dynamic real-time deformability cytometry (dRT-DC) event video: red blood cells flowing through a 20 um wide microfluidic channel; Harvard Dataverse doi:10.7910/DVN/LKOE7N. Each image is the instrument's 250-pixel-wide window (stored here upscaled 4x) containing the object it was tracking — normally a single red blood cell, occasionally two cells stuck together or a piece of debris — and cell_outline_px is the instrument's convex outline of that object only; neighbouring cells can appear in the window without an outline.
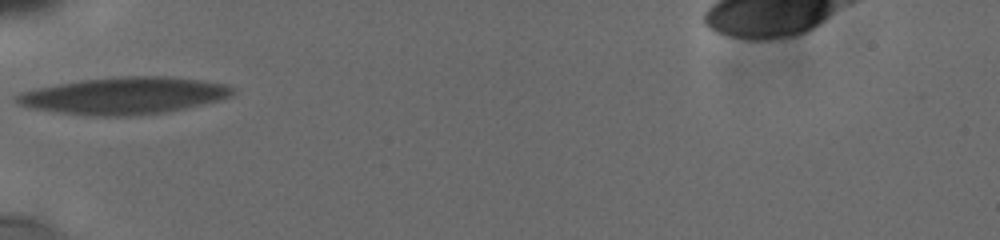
{"species": "human", "species_latin": "Homo sapiens", "temperature_condition": "cold", "stored_images_in_passage": 14, "camera_frame_rate_fps": 3000, "um_per_image_px": 0.085, "donor": {"sex": "male"}, "frame": {"image": 1, "passage_image": 1, "time_ms": 0.0, "image_size_px": [1000, 240], "cell_outline_px": [[232, 96], [188, 108], [168, 112], [140, 116], [92, 116], [56, 112], [28, 108], [16, 104], [12, 100], [12, 96], [20, 92], [36, 88], [84, 80], [124, 76], [164, 76], [196, 80], [224, 84], [232, 88]], "centroid_in_image_um": [10.46, 8.16], "position_along_channel_um": 74.5, "area_um2": 46.59}}
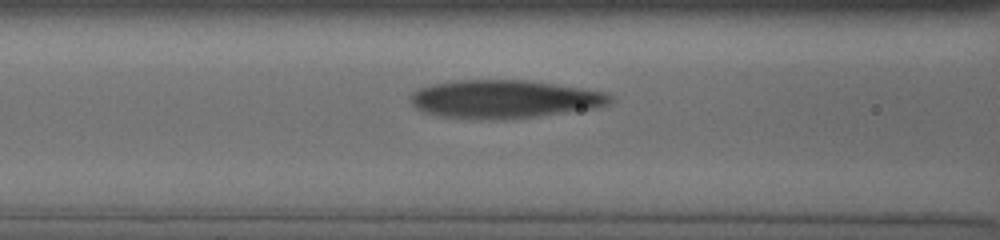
{"frame": {"image": 2, "passage_image": 8, "time_ms": 1.333, "image_size_px": [1000, 240], "cell_outline_px": [[612, 100], [608, 104], [588, 108], [532, 116], [480, 120], [440, 116], [424, 112], [416, 108], [412, 104], [408, 96], [412, 92], [420, 88], [432, 84], [456, 80], [528, 80], [604, 92], [612, 96]], "centroid_in_image_um": [42.73, 8.41], "position_along_channel_um": 123.9, "area_um2": 43.64}}
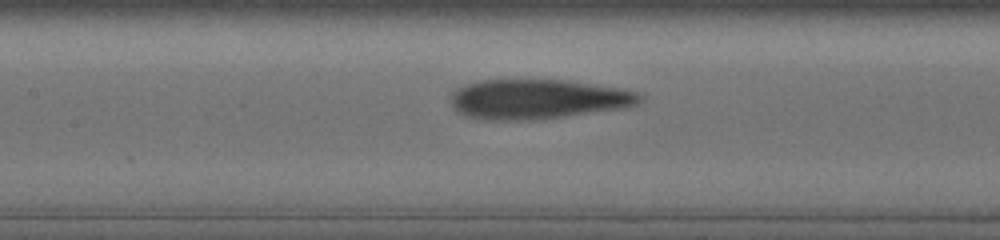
{"frame": {"image": 3, "passage_image": 13, "time_ms": 2.333, "image_size_px": [1000, 240], "cell_outline_px": [[644, 100], [640, 104], [628, 108], [532, 120], [484, 120], [464, 116], [452, 108], [452, 96], [460, 88], [468, 84], [480, 80], [564, 80], [620, 88], [636, 92], [644, 96]], "centroid_in_image_um": [45.77, 8.44], "position_along_channel_um": 161.6, "area_um2": 43.81}}